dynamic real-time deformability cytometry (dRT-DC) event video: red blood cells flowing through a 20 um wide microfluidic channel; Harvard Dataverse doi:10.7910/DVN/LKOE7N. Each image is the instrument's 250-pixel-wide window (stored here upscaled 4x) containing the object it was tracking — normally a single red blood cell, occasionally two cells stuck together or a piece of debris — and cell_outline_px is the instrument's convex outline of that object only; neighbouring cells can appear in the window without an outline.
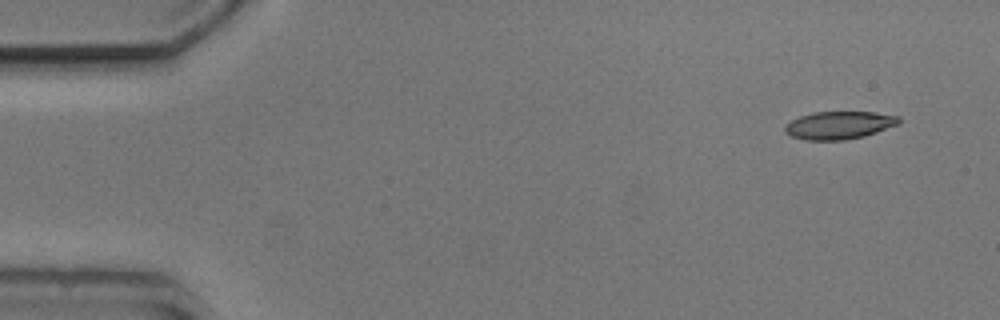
{"species": "common noctule bat (a hibernating species)", "species_latin": "Nyctalus noctula", "temperature_condition": "cold", "stored_images_in_passage": 4, "camera_frame_rate_fps": 3000, "um_per_image_px": 0.085, "animal": {"sex": "male", "body_mass_g": 20.5, "forearm_length_mm": 52.5}, "frame": {"image": 1, "passage_image": 1, "time_ms": 0.0, "image_size_px": [1000, 320], "cell_outline_px": [[900, 124], [864, 136], [844, 140], [804, 140], [792, 136], [784, 132], [784, 128], [792, 120], [800, 116], [812, 112], [876, 112], [900, 116]], "centroid_in_image_um": [71.35, 10.64], "position_along_channel_um": 13.6, "area_um2": 18.5}}
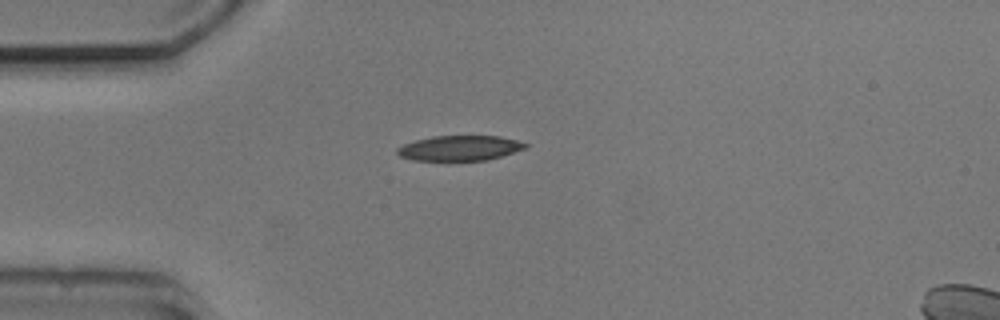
{"frame": {"image": 2, "passage_image": 4, "time_ms": 3.333, "image_size_px": [1000, 320], "cell_outline_px": [[528, 148], [488, 160], [412, 160], [400, 156], [396, 152], [396, 148], [404, 144], [416, 140], [432, 136], [500, 136], [516, 140], [528, 144]], "centroid_in_image_um": [39.09, 12.58], "position_along_channel_um": 45.9, "area_um2": 18.73}}